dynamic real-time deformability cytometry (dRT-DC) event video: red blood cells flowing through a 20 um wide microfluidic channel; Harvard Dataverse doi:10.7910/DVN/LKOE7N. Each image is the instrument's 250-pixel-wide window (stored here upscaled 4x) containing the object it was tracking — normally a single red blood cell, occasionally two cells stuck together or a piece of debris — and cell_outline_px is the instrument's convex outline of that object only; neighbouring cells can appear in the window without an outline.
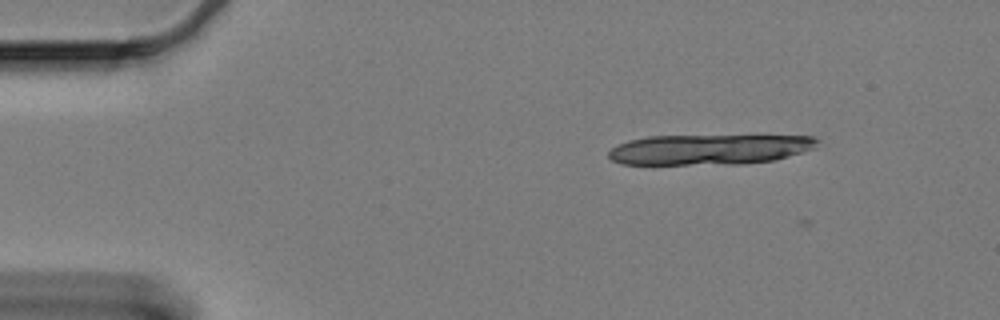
{"species": "Egyptian fruit bat (a non-hibernating species)", "species_latin": "Rousettus aegyptiacus", "temperature_condition": "cold", "stored_images_in_passage": 2, "camera_frame_rate_fps": 3000, "um_per_image_px": 0.085, "animal": {"sex": "female"}, "frame": {"image": 1, "passage_image": 1, "time_ms": 0.0, "image_size_px": [1000, 320], "cell_outline_px": [[820, 140], [816, 148], [788, 156], [772, 160], [744, 164], [620, 164], [612, 160], [608, 156], [608, 152], [612, 148], [628, 140], [648, 136], [812, 136]], "centroid_in_image_um": [60.29, 12.7], "position_along_channel_um": 24.7, "area_um2": 36.76}}